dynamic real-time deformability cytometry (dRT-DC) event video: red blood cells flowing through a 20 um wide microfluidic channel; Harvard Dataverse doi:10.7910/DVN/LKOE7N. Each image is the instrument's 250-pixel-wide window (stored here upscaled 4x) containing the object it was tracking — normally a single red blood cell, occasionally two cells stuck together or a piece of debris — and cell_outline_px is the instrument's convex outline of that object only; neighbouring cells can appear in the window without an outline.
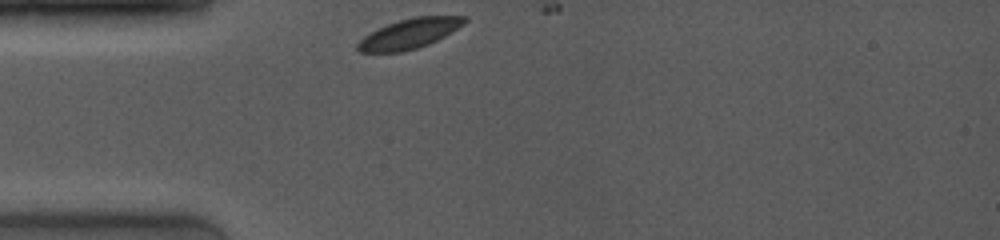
{"species": "common noctule bat (a hibernating species)", "species_latin": "Nyctalus noctula", "temperature_condition": "room temperature", "stored_images_in_passage": 11, "camera_frame_rate_fps": 4000, "um_per_image_px": 0.085, "animal": {"sex": "female", "body_mass_g": 19.0, "forearm_length_mm": 53.3}, "frame": {"image": 1, "passage_image": 1, "time_ms": 0.0, "image_size_px": [1000, 240], "cell_outline_px": [[468, 20], [464, 24], [444, 36], [428, 44], [416, 48], [400, 52], [360, 52], [356, 48], [356, 44], [364, 36], [376, 28], [400, 20], [416, 16], [468, 16]], "centroid_in_image_um": [34.79, 2.85], "position_along_channel_um": 50.2, "area_um2": 18.5}}
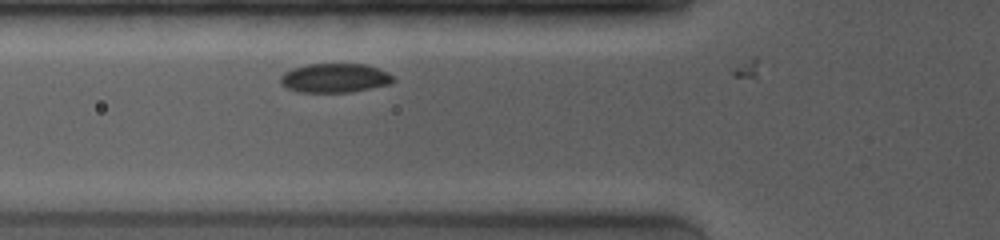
{"frame": {"image": 2, "passage_image": 9, "time_ms": 1.5, "image_size_px": [1000, 240], "cell_outline_px": [[396, 80], [388, 84], [348, 92], [300, 92], [288, 88], [280, 84], [280, 76], [284, 72], [292, 68], [308, 64], [364, 64], [388, 72]], "centroid_in_image_um": [28.41, 6.62], "position_along_channel_um": 97.4, "area_um2": 18.96}}